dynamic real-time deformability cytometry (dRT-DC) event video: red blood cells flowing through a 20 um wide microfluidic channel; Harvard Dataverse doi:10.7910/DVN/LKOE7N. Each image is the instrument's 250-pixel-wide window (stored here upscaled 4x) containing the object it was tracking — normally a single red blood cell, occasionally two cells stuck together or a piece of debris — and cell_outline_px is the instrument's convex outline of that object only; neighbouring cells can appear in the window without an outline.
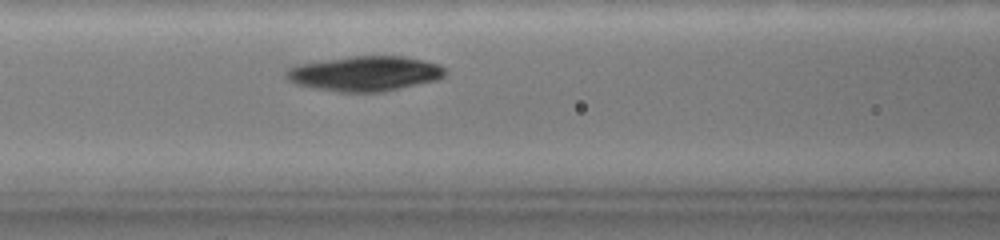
{"species": "common noctule bat (a hibernating species)", "species_latin": "Nyctalus noctula", "temperature_condition": "warm", "stored_images_in_passage": 31, "camera_frame_rate_fps": 3000, "um_per_image_px": 0.085, "animal": {"sex": "female", "body_mass_g": 19.0, "forearm_length_mm": 51.5}, "frame": {"image": 1, "passage_image": 10, "time_ms": 3.333, "image_size_px": [1000, 240], "cell_outline_px": [[448, 72], [444, 76], [436, 80], [376, 92], [340, 92], [300, 84], [292, 80], [288, 76], [288, 68], [300, 64], [324, 60], [352, 56], [404, 56], [440, 64], [448, 68]], "centroid_in_image_um": [31.13, 6.23], "position_along_channel_um": 135.5, "area_um2": 31.62}}
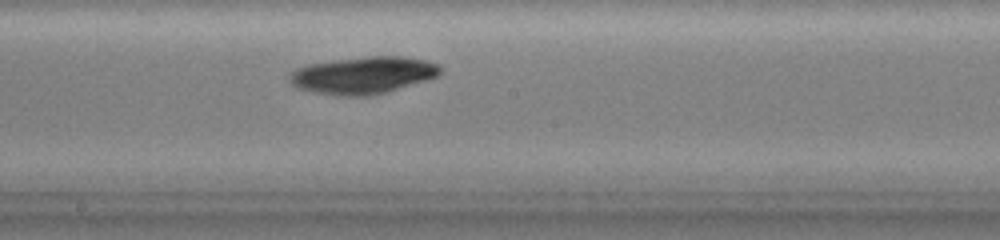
{"frame": {"image": 2, "passage_image": 16, "time_ms": 5.667, "image_size_px": [1000, 240], "cell_outline_px": [[440, 72], [436, 76], [424, 80], [384, 92], [364, 96], [356, 96], [324, 92], [304, 88], [296, 84], [288, 76], [296, 68], [308, 64], [332, 60], [368, 56], [400, 56], [424, 60], [440, 64]], "centroid_in_image_um": [30.92, 6.34], "position_along_channel_um": 217.3, "area_um2": 31.33}}
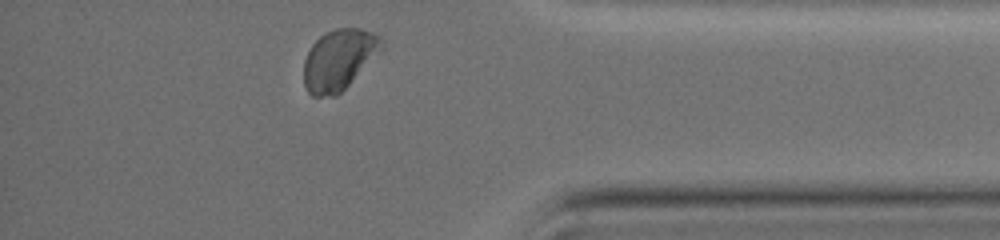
{"frame": {"image": 3, "passage_image": 31, "time_ms": 11.333, "image_size_px": [1000, 240], "cell_outline_px": [[384, 44], [348, 84], [336, 96], [312, 96], [308, 92], [304, 84], [304, 60], [312, 44], [324, 32], [336, 28], [360, 28], [372, 32], [380, 36]], "centroid_in_image_um": [28.75, 5.05], "position_along_channel_um": 406.5, "area_um2": 26.88}}